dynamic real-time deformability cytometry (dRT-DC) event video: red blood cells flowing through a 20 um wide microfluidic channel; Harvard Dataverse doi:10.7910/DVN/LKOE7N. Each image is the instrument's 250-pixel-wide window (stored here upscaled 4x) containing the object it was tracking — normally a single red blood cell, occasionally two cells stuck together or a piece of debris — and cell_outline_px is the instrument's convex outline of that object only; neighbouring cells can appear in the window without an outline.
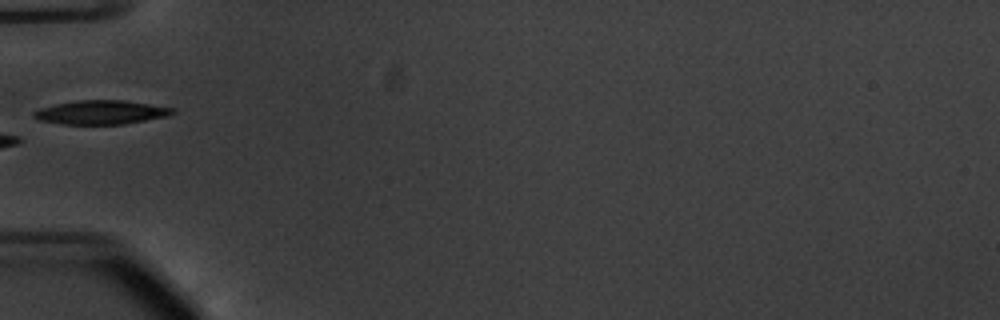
{"species": "common noctule bat (a hibernating species)", "species_latin": "Nyctalus noctula", "temperature_condition": "warm", "stored_images_in_passage": 5, "camera_frame_rate_fps": 3000, "um_per_image_px": 0.085, "animal": {"sex": "male", "body_mass_g": 20.1, "forearm_length_mm": 53.5}, "frame": {"image": 1, "passage_image": 1, "time_ms": 0.0, "image_size_px": [1000, 320], "cell_outline_px": [[176, 112], [168, 116], [124, 124], [60, 124], [40, 120], [32, 116], [32, 112], [40, 108], [56, 104], [80, 100], [124, 100], [176, 108]], "centroid_in_image_um": [8.62, 9.55], "position_along_channel_um": 76.4, "area_um2": 19.36}}